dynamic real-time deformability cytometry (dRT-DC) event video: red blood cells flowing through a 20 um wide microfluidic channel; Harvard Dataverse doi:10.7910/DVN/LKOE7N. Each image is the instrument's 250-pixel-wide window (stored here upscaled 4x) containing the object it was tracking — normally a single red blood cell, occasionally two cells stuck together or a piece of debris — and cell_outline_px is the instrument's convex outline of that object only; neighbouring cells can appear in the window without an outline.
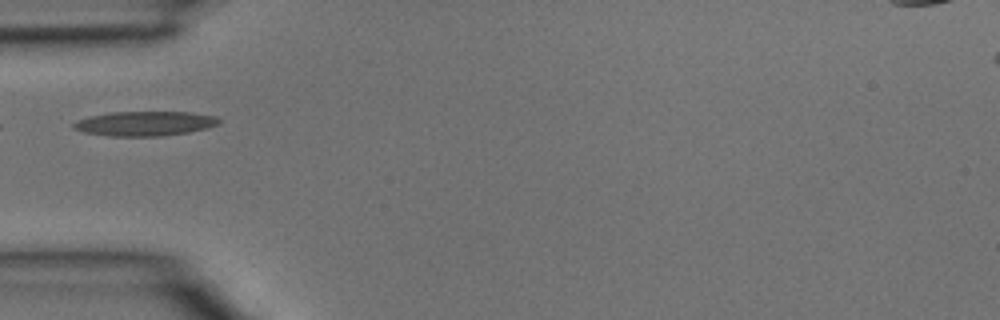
{"species": "common noctule bat (a hibernating species)", "species_latin": "Nyctalus noctula", "temperature_condition": "room temperature", "stored_images_in_passage": 3, "camera_frame_rate_fps": 3000, "um_per_image_px": 0.085, "animal": {"sex": "male", "body_mass_g": 15.6}, "frame": {"image": 1, "passage_image": 3, "time_ms": 0.667, "image_size_px": [1000, 320], "cell_outline_px": [[220, 124], [208, 128], [188, 132], [160, 136], [108, 136], [84, 132], [72, 128], [72, 124], [76, 120], [88, 116], [112, 112], [188, 112], [216, 116], [220, 120]], "centroid_in_image_um": [12.29, 10.5], "position_along_channel_um": 72.7, "area_um2": 20.92}}